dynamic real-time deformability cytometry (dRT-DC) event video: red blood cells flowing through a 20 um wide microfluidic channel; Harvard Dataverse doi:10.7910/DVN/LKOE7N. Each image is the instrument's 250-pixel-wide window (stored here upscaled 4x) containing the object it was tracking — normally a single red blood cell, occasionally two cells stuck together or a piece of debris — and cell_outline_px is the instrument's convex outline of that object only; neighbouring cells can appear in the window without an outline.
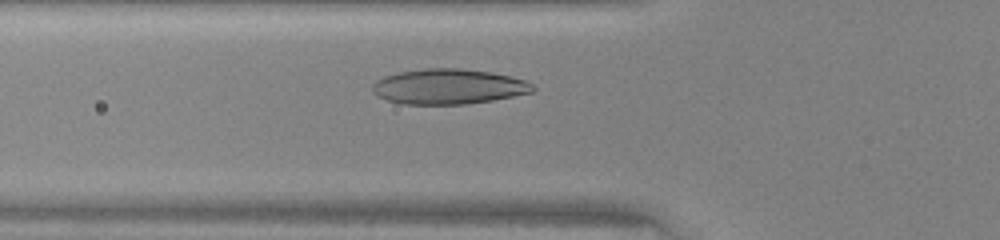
{"species": "human", "species_latin": "Homo sapiens", "temperature_condition": "warm", "stored_images_in_passage": 27, "camera_frame_rate_fps": 3000, "um_per_image_px": 0.085, "donor": {"sex": "female"}, "frame": {"image": 1, "passage_image": 5, "time_ms": 1.333, "image_size_px": [1000, 240], "cell_outline_px": [[536, 88], [532, 92], [492, 100], [468, 104], [400, 104], [376, 96], [372, 92], [372, 84], [376, 80], [384, 76], [400, 72], [424, 68], [456, 68], [492, 72], [524, 80], [532, 84]], "centroid_in_image_um": [38.08, 7.36], "position_along_channel_um": 87.7, "area_um2": 32.89}}
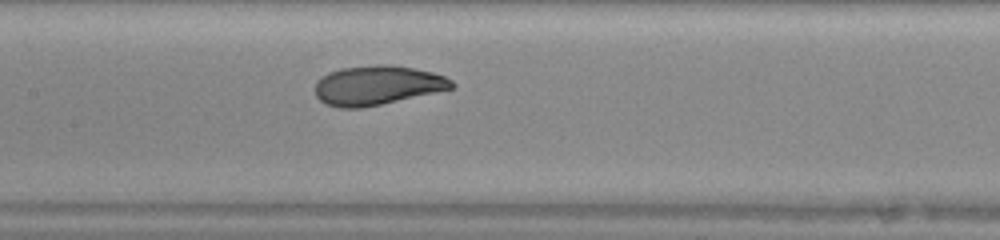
{"frame": {"image": 2, "passage_image": 11, "time_ms": 3.333, "image_size_px": [1000, 240], "cell_outline_px": [[456, 84], [452, 88], [380, 104], [360, 108], [340, 108], [324, 104], [316, 96], [316, 80], [328, 72], [340, 68], [376, 64], [388, 64], [412, 68], [432, 72], [444, 76], [452, 80]], "centroid_in_image_um": [32.02, 7.24], "position_along_channel_um": 175.4, "area_um2": 31.15}}
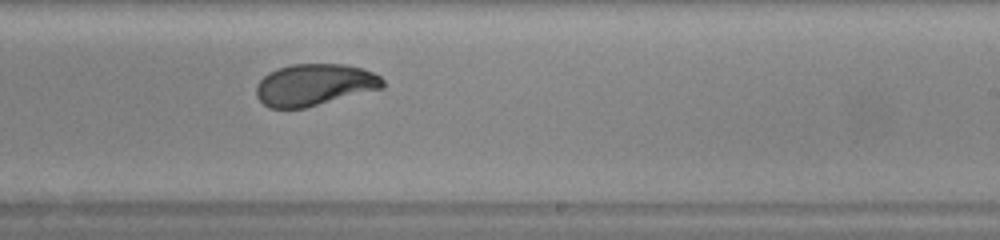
{"frame": {"image": 3, "passage_image": 17, "time_ms": 5.333, "image_size_px": [1000, 240], "cell_outline_px": [[384, 88], [304, 108], [268, 108], [256, 96], [256, 84], [268, 72], [292, 64], [344, 64], [364, 68], [380, 76], [384, 80]], "centroid_in_image_um": [26.74, 7.2], "position_along_channel_um": 262.3, "area_um2": 30.87}}